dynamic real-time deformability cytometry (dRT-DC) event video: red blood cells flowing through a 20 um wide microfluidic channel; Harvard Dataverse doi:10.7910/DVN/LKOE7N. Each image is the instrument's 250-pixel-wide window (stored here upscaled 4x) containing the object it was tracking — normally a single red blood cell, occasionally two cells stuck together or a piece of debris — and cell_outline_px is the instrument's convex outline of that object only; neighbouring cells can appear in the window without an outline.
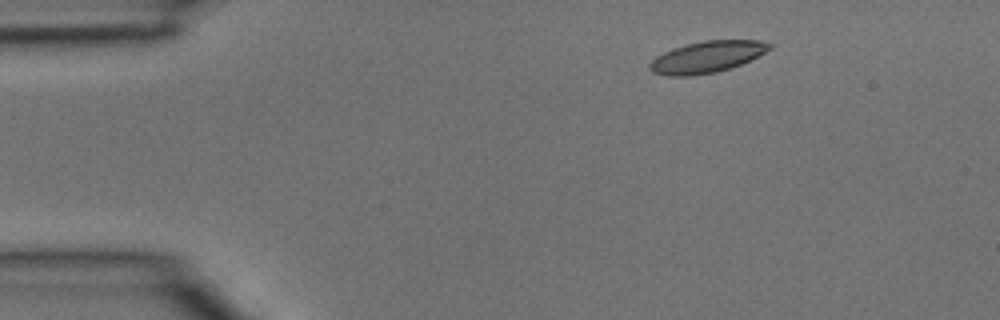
{"species": "common noctule bat (a hibernating species)", "species_latin": "Nyctalus noctula", "temperature_condition": "room temperature", "stored_images_in_passage": 4, "camera_frame_rate_fps": 3000, "um_per_image_px": 0.085, "animal": {"sex": "male", "body_mass_g": 15.6}, "frame": {"image": 1, "passage_image": 1, "time_ms": 0.0, "image_size_px": [1000, 320], "cell_outline_px": [[772, 48], [740, 64], [716, 72], [692, 76], [668, 76], [652, 72], [648, 68], [648, 64], [656, 56], [672, 48], [704, 40], [760, 40], [772, 44]], "centroid_in_image_um": [60.04, 4.84], "position_along_channel_um": 25.0, "area_um2": 21.85}}
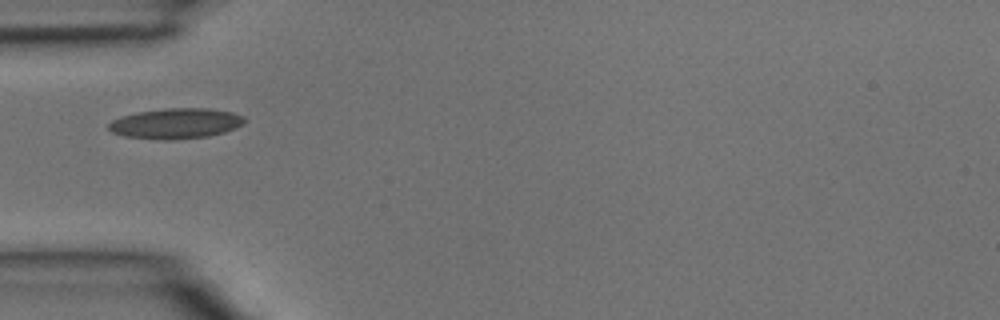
{"frame": {"image": 2, "passage_image": 3, "time_ms": 0.667, "image_size_px": [1000, 320], "cell_outline_px": [[248, 120], [244, 124], [236, 128], [224, 132], [208, 136], [172, 140], [160, 140], [124, 136], [112, 132], [108, 128], [108, 124], [112, 120], [120, 116], [140, 112], [164, 108], [208, 108], [232, 112], [244, 116]], "centroid_in_image_um": [14.97, 10.49], "position_along_channel_um": 70.0, "area_um2": 24.28}}